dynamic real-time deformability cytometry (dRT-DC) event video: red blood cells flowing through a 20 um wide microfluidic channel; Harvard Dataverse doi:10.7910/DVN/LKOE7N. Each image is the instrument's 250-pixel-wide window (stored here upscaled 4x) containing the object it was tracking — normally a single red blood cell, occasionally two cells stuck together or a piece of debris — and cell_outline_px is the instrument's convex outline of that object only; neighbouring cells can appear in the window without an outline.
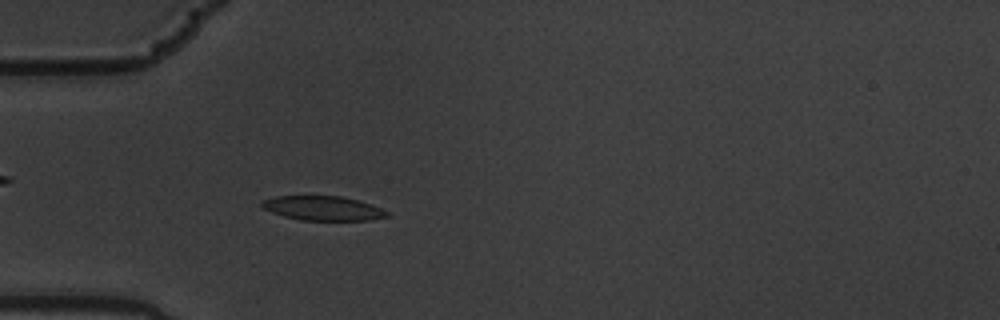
{"species": "common noctule bat (a hibernating species)", "species_latin": "Nyctalus noctula", "temperature_condition": "warm", "stored_images_in_passage": 6, "camera_frame_rate_fps": 3000, "um_per_image_px": 0.085, "animal": {"sex": "male", "body_mass_g": 19.5, "forearm_length_mm": 54.6}, "frame": {"image": 1, "passage_image": 6, "time_ms": 1.667, "image_size_px": [1000, 320], "cell_outline_px": [[388, 216], [368, 220], [300, 220], [284, 216], [272, 212], [264, 208], [260, 204], [264, 200], [272, 196], [340, 196], [356, 200], [380, 208], [388, 212]], "centroid_in_image_um": [27.4, 17.7], "position_along_channel_um": 57.6, "area_um2": 17.46}}